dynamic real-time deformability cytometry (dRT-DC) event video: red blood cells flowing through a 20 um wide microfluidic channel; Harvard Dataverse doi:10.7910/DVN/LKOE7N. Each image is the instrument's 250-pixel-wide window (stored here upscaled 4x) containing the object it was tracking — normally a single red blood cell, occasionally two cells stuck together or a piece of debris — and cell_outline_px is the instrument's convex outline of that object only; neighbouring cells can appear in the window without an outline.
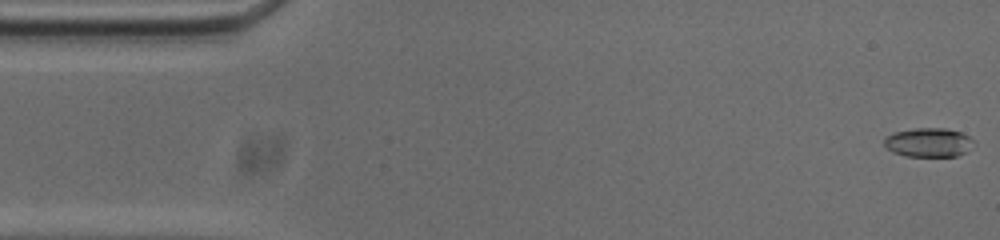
{"species": "common noctule bat (a hibernating species)", "species_latin": "Nyctalus noctula", "temperature_condition": "cold", "stored_images_in_passage": 53, "camera_frame_rate_fps": 3000, "um_per_image_px": 0.085, "animal": {"sex": "male", "body_mass_g": 20.0, "forearm_length_mm": 53.3}, "frame": {"image": 1, "passage_image": 1, "time_ms": 0.0, "image_size_px": [1000, 240], "cell_outline_px": [[972, 140], [964, 152], [956, 156], [908, 156], [892, 152], [884, 144], [884, 140], [892, 132], [916, 128], [944, 128], [960, 132], [968, 136]], "centroid_in_image_um": [78.86, 12.1], "position_along_channel_um": 6.1, "area_um2": 14.74}}
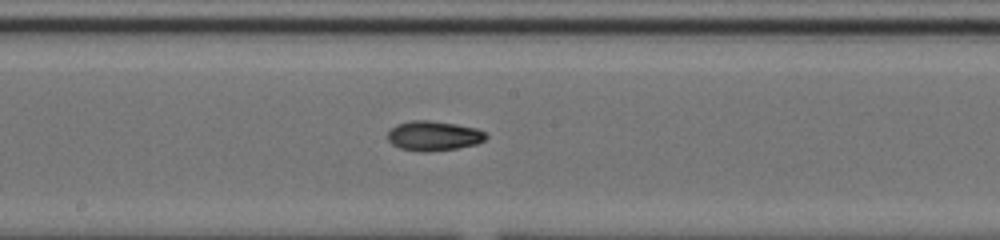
{"frame": {"image": 2, "passage_image": 27, "time_ms": 8.667, "image_size_px": [1000, 240], "cell_outline_px": [[488, 136], [484, 140], [476, 144], [456, 148], [428, 152], [420, 152], [400, 148], [392, 144], [388, 140], [388, 132], [396, 124], [412, 120], [428, 120], [456, 124], [476, 128], [484, 132]], "centroid_in_image_um": [36.84, 11.54], "position_along_channel_um": 211.4, "area_um2": 16.99}}
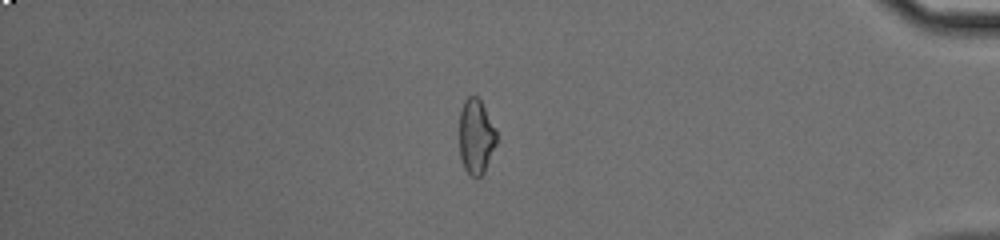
{"frame": {"image": 3, "passage_image": 45, "time_ms": 14.667, "image_size_px": [1000, 240], "cell_outline_px": [[496, 144], [484, 172], [476, 180], [464, 168], [460, 156], [460, 112], [464, 100], [468, 96], [476, 96], [480, 100], [496, 128]], "centroid_in_image_um": [40.46, 11.61], "position_along_channel_um": 394.7, "area_um2": 16.18}, "authors_computed_cell_mechanics": {"area_um2": 16.473, "velocity_mm_per_s": 3.753, "shape_relaxation_time_tau1_ms": 4.1262, "shape_relaxation_time_tau2_ms": null, "deformation_change_tau1": 0.1273, "deformation_change_tau2": null}}